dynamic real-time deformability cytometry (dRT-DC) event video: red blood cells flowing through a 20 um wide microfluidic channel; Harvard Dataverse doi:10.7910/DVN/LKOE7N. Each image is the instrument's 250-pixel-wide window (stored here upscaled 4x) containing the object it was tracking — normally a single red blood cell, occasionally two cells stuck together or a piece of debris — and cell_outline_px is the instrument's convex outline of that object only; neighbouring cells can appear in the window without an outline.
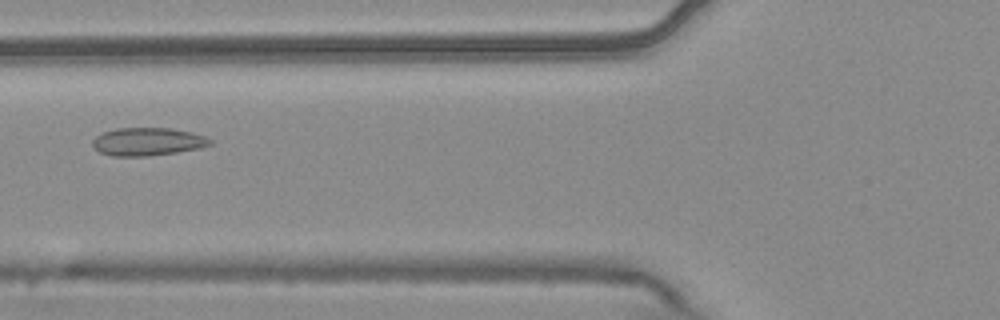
{"species": "common noctule bat (a hibernating species)", "species_latin": "Nyctalus noctula", "temperature_condition": "warm", "stored_images_in_passage": 6, "camera_frame_rate_fps": 3000, "um_per_image_px": 0.085, "animal": {"sex": "male", "body_mass_g": 20.4}, "frame": {"image": 1, "passage_image": 6, "time_ms": 1.667, "image_size_px": [1000, 320], "cell_outline_px": [[212, 144], [200, 148], [176, 152], [148, 156], [112, 156], [100, 152], [92, 144], [92, 140], [96, 136], [104, 132], [116, 128], [172, 128], [192, 132], [204, 136], [212, 140]], "centroid_in_image_um": [12.56, 12.04], "position_along_channel_um": 113.2, "area_um2": 19.13}}